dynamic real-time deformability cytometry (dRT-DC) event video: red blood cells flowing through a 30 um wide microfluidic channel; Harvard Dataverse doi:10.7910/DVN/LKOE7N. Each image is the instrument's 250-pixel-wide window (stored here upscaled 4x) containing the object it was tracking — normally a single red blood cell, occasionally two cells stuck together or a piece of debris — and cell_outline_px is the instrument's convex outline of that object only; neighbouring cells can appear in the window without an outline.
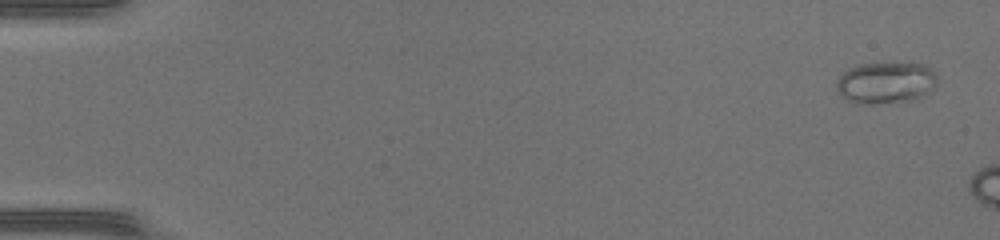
{"species": "common noctule bat (a hibernating species)", "species_latin": "Nyctalus noctula", "temperature_condition": "warm", "stored_images_in_passage": 7, "camera_frame_rate_fps": 3000, "um_per_image_px": 0.085, "animal": {"sex": "female", "body_mass_g": 17.0, "forearm_length_mm": 48.0}, "frame": {"image": 1, "passage_image": 2, "time_ms": 0.333, "image_size_px": [1000, 240], "cell_outline_px": [[936, 88], [920, 100], [872, 104], [856, 104], [840, 96], [836, 88], [836, 80], [848, 68], [860, 64], [912, 60], [924, 64], [936, 72]], "centroid_in_image_um": [75.35, 7.01], "position_along_channel_um": 9.6, "area_um2": 25.78}}